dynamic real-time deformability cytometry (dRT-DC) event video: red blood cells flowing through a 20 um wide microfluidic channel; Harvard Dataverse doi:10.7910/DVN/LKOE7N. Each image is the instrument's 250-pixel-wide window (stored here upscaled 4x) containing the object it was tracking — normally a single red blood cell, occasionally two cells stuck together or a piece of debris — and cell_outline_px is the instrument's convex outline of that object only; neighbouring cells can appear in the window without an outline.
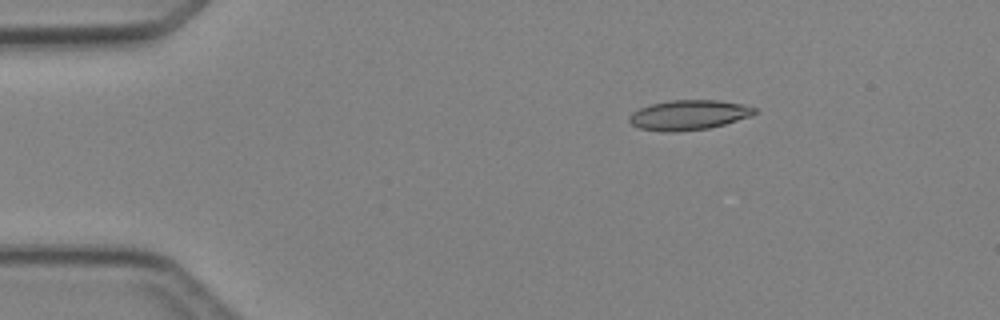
{"species": "Egyptian fruit bat (a non-hibernating species)", "species_latin": "Rousettus aegyptiacus", "temperature_condition": "cold", "stored_images_in_passage": 5, "camera_frame_rate_fps": 3000, "um_per_image_px": 0.085, "animal": {"sex": "female"}, "frame": {"image": 1, "passage_image": 2, "time_ms": 1.333, "image_size_px": [1000, 320], "cell_outline_px": [[756, 112], [752, 116], [724, 124], [708, 128], [676, 132], [664, 132], [640, 128], [632, 124], [628, 120], [628, 116], [632, 112], [640, 108], [652, 104], [668, 100], [716, 100], [744, 104], [756, 108]], "centroid_in_image_um": [58.54, 9.77], "position_along_channel_um": 26.5, "area_um2": 21.85}}
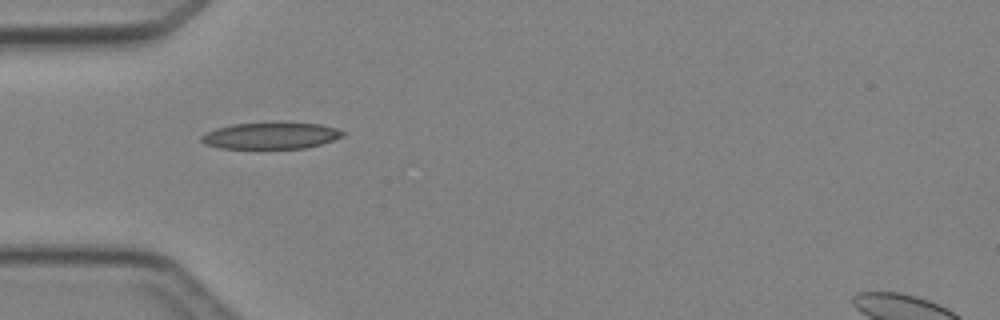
{"frame": {"image": 2, "passage_image": 4, "time_ms": 3.667, "image_size_px": [1000, 320], "cell_outline_px": [[344, 136], [320, 144], [304, 148], [220, 148], [204, 144], [200, 140], [200, 136], [216, 128], [232, 124], [320, 124], [336, 128], [344, 132]], "centroid_in_image_um": [22.98, 11.55], "position_along_channel_um": 62.0, "area_um2": 21.21}}
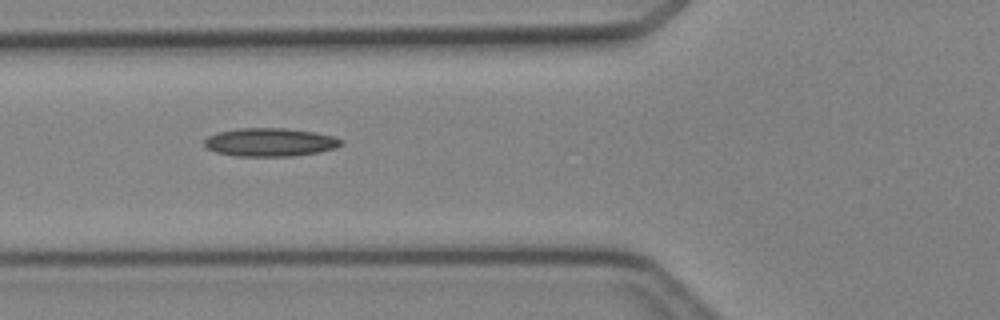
{"frame": {"image": 3, "passage_image": 5, "time_ms": 4.667, "image_size_px": [1000, 320], "cell_outline_px": [[344, 144], [336, 148], [320, 152], [292, 156], [236, 156], [216, 152], [208, 148], [204, 144], [204, 140], [208, 136], [220, 132], [240, 128], [284, 128], [312, 132], [332, 136], [344, 140]], "centroid_in_image_um": [22.99, 12.09], "position_along_channel_um": 102.8, "area_um2": 22.48}}